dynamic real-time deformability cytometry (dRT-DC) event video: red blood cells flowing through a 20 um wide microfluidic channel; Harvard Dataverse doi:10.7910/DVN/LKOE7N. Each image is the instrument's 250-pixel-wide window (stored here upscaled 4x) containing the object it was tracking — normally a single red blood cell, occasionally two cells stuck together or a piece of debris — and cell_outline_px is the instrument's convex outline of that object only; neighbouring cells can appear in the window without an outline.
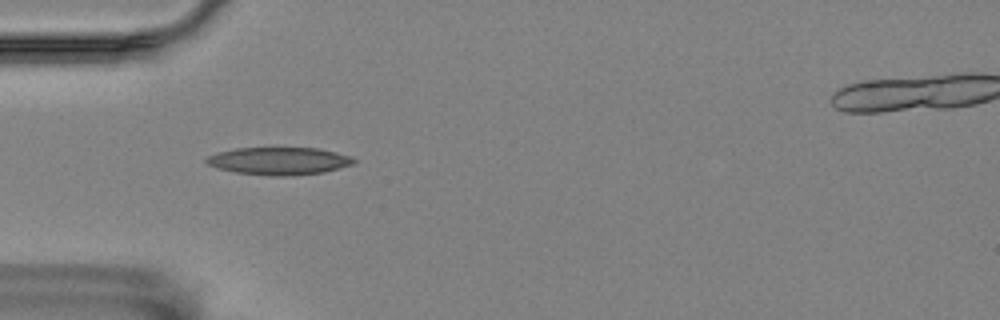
{"species": "Egyptian fruit bat (a non-hibernating species)", "species_latin": "Rousettus aegyptiacus", "temperature_condition": "room temperature", "stored_images_in_passage": 4, "camera_frame_rate_fps": 3000, "um_per_image_px": 0.085, "animal": {"sex": "female"}, "frame": {"image": 1, "passage_image": 4, "time_ms": 1.0, "image_size_px": [1000, 320], "cell_outline_px": [[356, 160], [352, 164], [340, 168], [324, 172], [292, 176], [272, 176], [236, 172], [220, 168], [208, 164], [204, 160], [208, 156], [216, 152], [236, 148], [316, 148], [336, 152], [352, 156]], "centroid_in_image_um": [23.74, 13.68], "position_along_channel_um": 61.3, "area_um2": 23.64}}